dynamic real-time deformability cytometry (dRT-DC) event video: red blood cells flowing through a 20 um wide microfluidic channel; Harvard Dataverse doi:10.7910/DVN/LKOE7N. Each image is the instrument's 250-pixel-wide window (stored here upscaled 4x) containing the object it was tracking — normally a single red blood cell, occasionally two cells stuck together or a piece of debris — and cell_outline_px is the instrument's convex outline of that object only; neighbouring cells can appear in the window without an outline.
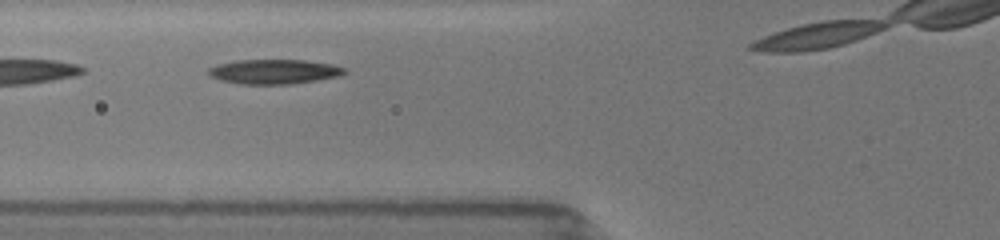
{"species": "common noctule bat (a hibernating species)", "species_latin": "Nyctalus noctula", "temperature_condition": "room temperature", "stored_images_in_passage": 11, "camera_frame_rate_fps": 3000, "um_per_image_px": 0.085, "animal": {"sex": "female", "body_mass_g": 19.5, "forearm_length_mm": 54.1}, "frame": {"image": 1, "passage_image": 5, "time_ms": 1.667, "image_size_px": [1000, 240], "cell_outline_px": [[348, 72], [340, 76], [292, 84], [240, 84], [220, 80], [212, 76], [208, 72], [208, 68], [216, 64], [236, 60], [304, 60], [332, 64], [348, 68]], "centroid_in_image_um": [23.33, 6.08], "position_along_channel_um": 102.5, "area_um2": 19.65}}
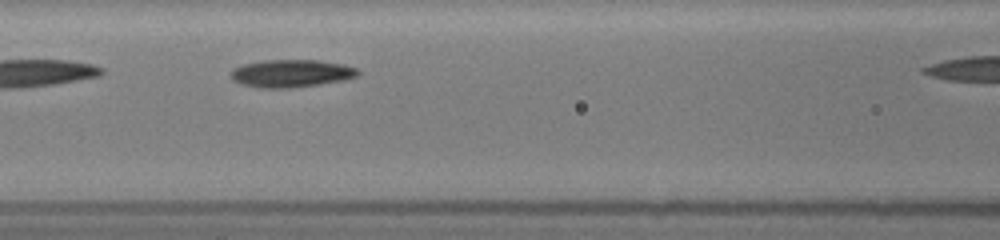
{"frame": {"image": 2, "passage_image": 8, "time_ms": 2.667, "image_size_px": [1000, 240], "cell_outline_px": [[360, 76], [344, 80], [320, 84], [292, 88], [260, 88], [240, 84], [232, 80], [228, 72], [232, 68], [244, 64], [264, 60], [316, 60], [344, 64], [356, 68], [360, 72]], "centroid_in_image_um": [24.73, 6.24], "position_along_channel_um": 141.9, "area_um2": 20.81}}